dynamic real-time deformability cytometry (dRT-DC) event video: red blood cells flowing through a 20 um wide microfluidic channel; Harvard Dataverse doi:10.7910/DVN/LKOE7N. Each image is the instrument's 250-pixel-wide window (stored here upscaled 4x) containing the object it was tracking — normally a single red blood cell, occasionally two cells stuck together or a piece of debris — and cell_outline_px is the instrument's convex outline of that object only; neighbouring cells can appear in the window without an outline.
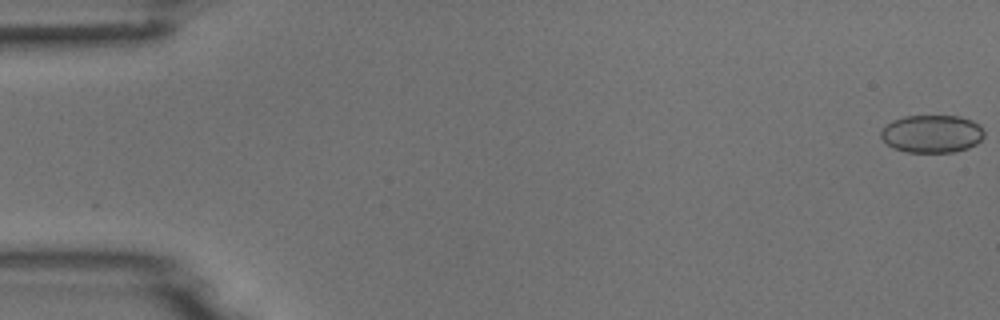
{"species": "common noctule bat (a hibernating species)", "species_latin": "Nyctalus noctula", "temperature_condition": "room temperature", "stored_images_in_passage": 7, "camera_frame_rate_fps": 3000, "um_per_image_px": 0.085, "animal": {"sex": "male", "body_mass_g": 18.8}, "frame": {"image": 1, "passage_image": 1, "time_ms": 0.0, "image_size_px": [1000, 320], "cell_outline_px": [[984, 136], [976, 144], [968, 148], [952, 152], [908, 152], [892, 148], [880, 136], [880, 132], [892, 120], [904, 116], [960, 116], [972, 120], [980, 124], [984, 132]], "centroid_in_image_um": [79.23, 11.37], "position_along_channel_um": 5.8, "area_um2": 22.77}}
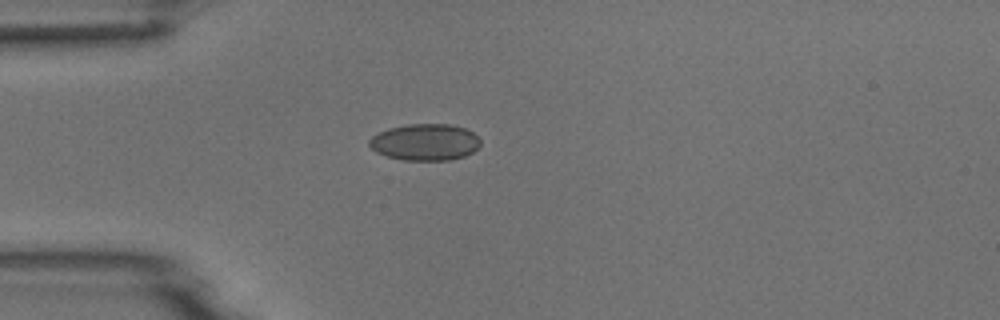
{"frame": {"image": 2, "passage_image": 5, "time_ms": 4.667, "image_size_px": [1000, 320], "cell_outline_px": [[480, 144], [472, 152], [464, 156], [452, 160], [404, 160], [388, 156], [376, 152], [368, 144], [368, 140], [372, 136], [388, 128], [408, 124], [448, 124], [464, 128], [472, 132], [480, 140]], "centroid_in_image_um": [36.11, 12.08], "position_along_channel_um": 48.9, "area_um2": 23.58}}